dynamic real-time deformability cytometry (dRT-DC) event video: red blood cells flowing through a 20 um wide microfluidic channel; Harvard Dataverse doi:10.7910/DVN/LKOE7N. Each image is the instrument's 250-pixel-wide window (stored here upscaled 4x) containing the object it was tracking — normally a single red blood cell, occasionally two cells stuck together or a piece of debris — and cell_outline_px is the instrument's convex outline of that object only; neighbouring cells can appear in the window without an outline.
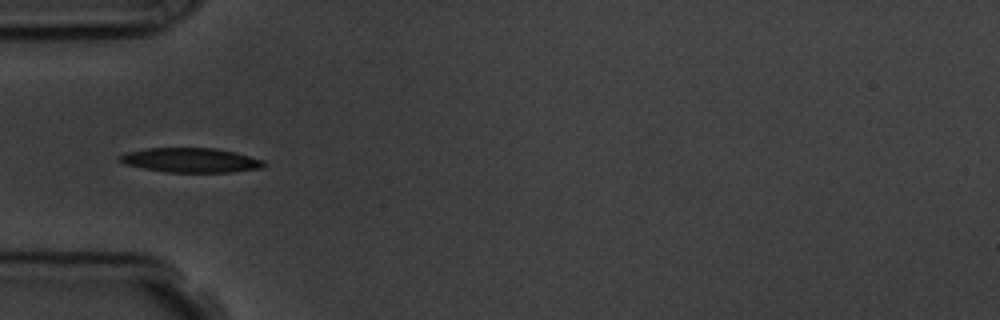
{"species": "common noctule bat (a hibernating species)", "species_latin": "Nyctalus noctula", "temperature_condition": "room temperature", "stored_images_in_passage": 3, "camera_frame_rate_fps": 3000, "um_per_image_px": 0.085, "animal": {"sex": "male", "body_mass_g": 19.5, "forearm_length_mm": 54.6}, "frame": {"image": 1, "passage_image": 1, "time_ms": 0.0, "image_size_px": [1000, 320], "cell_outline_px": [[268, 164], [260, 168], [232, 172], [164, 172], [124, 164], [120, 160], [120, 156], [124, 152], [148, 148], [216, 148], [236, 152], [264, 160]], "centroid_in_image_um": [16.24, 13.61], "position_along_channel_um": 68.8, "area_um2": 20.63}}